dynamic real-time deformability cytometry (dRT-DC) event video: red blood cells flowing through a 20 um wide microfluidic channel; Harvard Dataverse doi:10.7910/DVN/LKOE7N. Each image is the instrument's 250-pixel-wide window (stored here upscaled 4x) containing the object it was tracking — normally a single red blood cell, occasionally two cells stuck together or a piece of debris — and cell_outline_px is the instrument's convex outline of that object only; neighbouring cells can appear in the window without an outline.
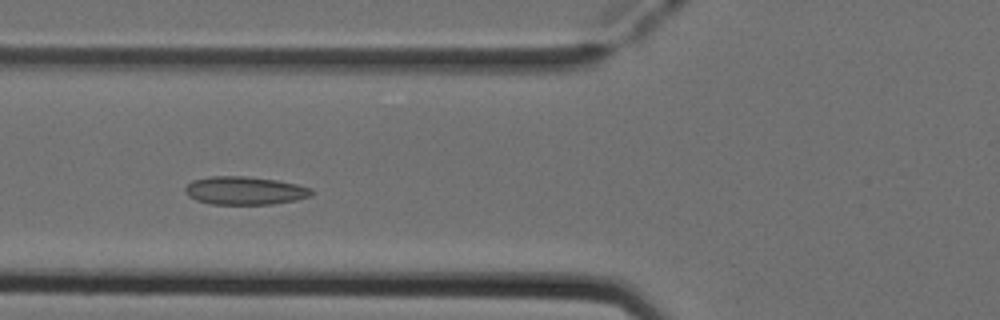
{"species": "Egyptian fruit bat (a non-hibernating species)", "species_latin": "Rousettus aegyptiacus", "temperature_condition": "cold", "stored_images_in_passage": 28, "camera_frame_rate_fps": 3000, "um_per_image_px": 0.085, "animal": {"sex": "female"}, "frame": {"image": 1, "passage_image": 15, "time_ms": 4.667, "image_size_px": [1000, 320], "cell_outline_px": [[316, 192], [312, 196], [296, 200], [272, 204], [212, 204], [196, 200], [188, 196], [184, 192], [184, 188], [192, 180], [212, 176], [244, 176], [276, 180], [296, 184], [312, 188]], "centroid_in_image_um": [20.83, 16.2], "position_along_channel_um": 105.0, "area_um2": 20.87}}
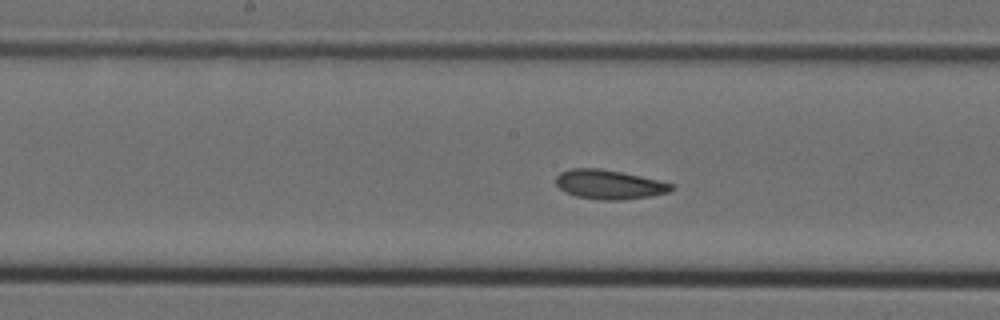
{"frame": {"image": 2, "passage_image": 22, "time_ms": 7.0, "image_size_px": [1000, 320], "cell_outline_px": [[672, 188], [668, 192], [652, 196], [624, 200], [600, 200], [576, 196], [564, 192], [556, 184], [556, 176], [560, 172], [568, 168], [600, 168], [640, 176], [672, 184]], "centroid_in_image_um": [51.72, 15.68], "position_along_channel_um": 196.5, "area_um2": 19.65}}
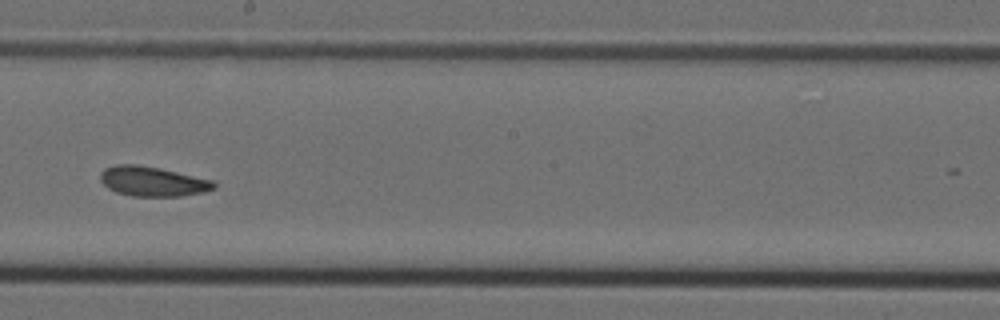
{"frame": {"image": 3, "passage_image": 25, "time_ms": 8.0, "image_size_px": [1000, 320], "cell_outline_px": [[216, 188], [204, 192], [180, 196], [132, 196], [116, 192], [108, 188], [100, 180], [100, 172], [104, 168], [116, 164], [136, 164], [160, 168], [212, 180], [216, 184]], "centroid_in_image_um": [12.95, 15.41], "position_along_channel_um": 235.3, "area_um2": 19.71}}